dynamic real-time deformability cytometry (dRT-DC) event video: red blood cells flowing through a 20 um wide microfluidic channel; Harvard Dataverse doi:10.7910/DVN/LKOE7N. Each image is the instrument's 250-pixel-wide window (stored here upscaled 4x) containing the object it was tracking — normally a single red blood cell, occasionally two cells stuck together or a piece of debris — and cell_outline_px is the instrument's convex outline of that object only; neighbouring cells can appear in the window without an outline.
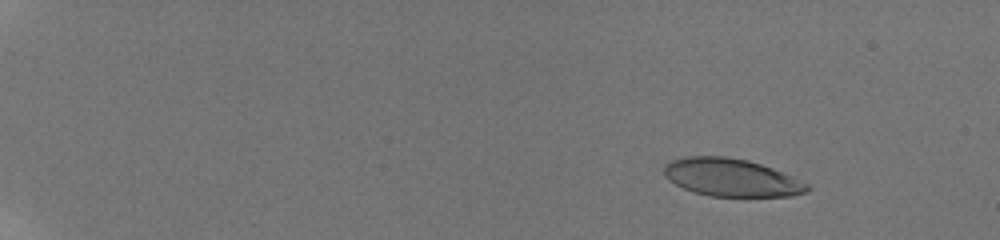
{"species": "human", "species_latin": "Homo sapiens", "temperature_condition": "room temperature", "stored_images_in_passage": 9, "camera_frame_rate_fps": 3000, "um_per_image_px": 0.085, "donor": {"sex": "male"}, "frame": {"image": 1, "passage_image": 3, "time_ms": 2.333, "image_size_px": [1000, 240], "cell_outline_px": [[812, 188], [808, 192], [792, 196], [708, 196], [684, 188], [668, 180], [664, 176], [664, 164], [672, 160], [684, 156], [724, 156], [748, 160], [772, 168], [792, 176], [808, 184]], "centroid_in_image_um": [62.17, 15.09], "position_along_channel_um": 22.8, "area_um2": 31.56}}
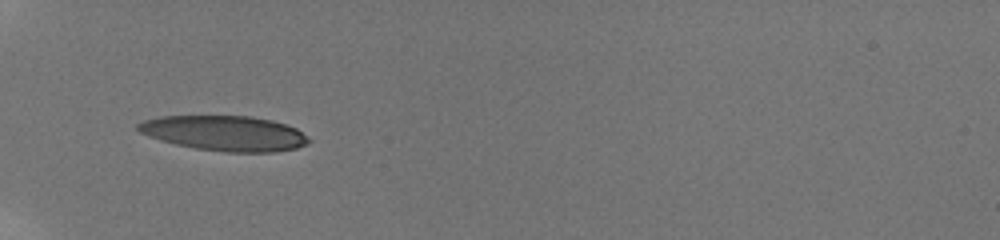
{"frame": {"image": 2, "passage_image": 8, "time_ms": 7.333, "image_size_px": [1000, 240], "cell_outline_px": [[312, 140], [308, 144], [296, 148], [272, 152], [224, 152], [196, 148], [176, 144], [160, 140], [148, 136], [140, 132], [136, 128], [136, 124], [144, 120], [160, 116], [252, 116], [272, 120], [296, 128], [308, 136]], "centroid_in_image_um": [19.11, 11.32], "position_along_channel_um": 65.9, "area_um2": 35.03}}